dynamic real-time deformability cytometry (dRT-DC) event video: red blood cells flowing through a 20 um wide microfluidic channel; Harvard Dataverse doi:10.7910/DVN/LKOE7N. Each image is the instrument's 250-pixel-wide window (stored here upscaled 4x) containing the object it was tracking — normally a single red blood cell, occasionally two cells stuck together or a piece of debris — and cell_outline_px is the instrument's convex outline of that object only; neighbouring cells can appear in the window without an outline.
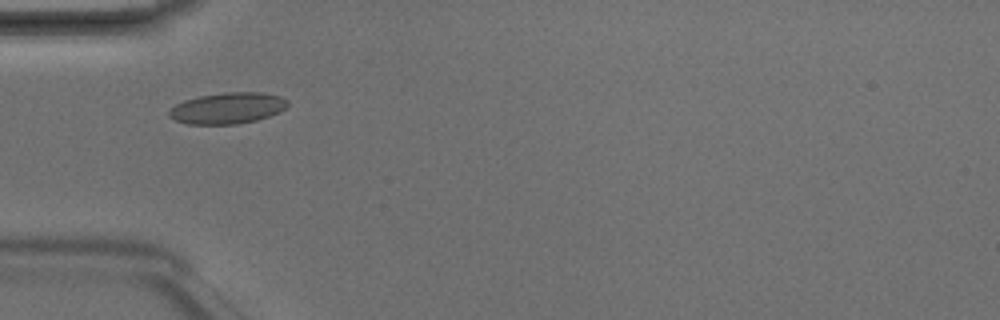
{"species": "Egyptian fruit bat (a non-hibernating species)", "species_latin": "Rousettus aegyptiacus", "temperature_condition": "room temperature", "stored_images_in_passage": 5, "camera_frame_rate_fps": 3000, "um_per_image_px": 0.085, "animal": {"sex": "male"}, "frame": {"image": 1, "passage_image": 4, "time_ms": 1.0, "image_size_px": [1000, 320], "cell_outline_px": [[288, 104], [280, 112], [256, 120], [236, 124], [188, 124], [176, 120], [168, 116], [168, 112], [176, 104], [184, 100], [200, 96], [224, 92], [260, 92], [280, 96], [288, 100]], "centroid_in_image_um": [19.35, 9.19], "position_along_channel_um": 65.7, "area_um2": 21.44}}